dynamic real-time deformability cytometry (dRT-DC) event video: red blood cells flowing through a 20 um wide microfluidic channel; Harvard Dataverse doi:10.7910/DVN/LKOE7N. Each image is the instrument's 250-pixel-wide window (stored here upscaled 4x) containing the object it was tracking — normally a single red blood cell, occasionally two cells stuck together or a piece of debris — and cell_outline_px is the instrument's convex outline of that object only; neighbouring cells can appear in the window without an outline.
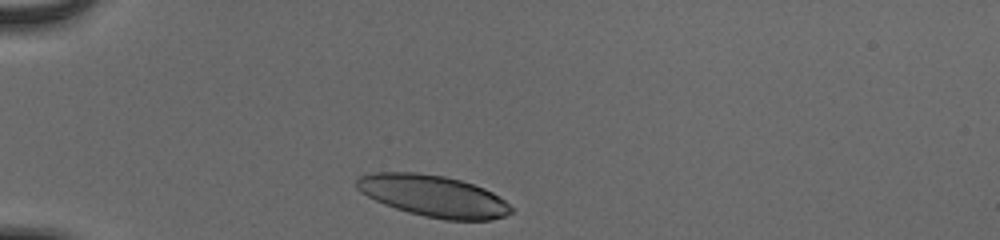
{"species": "human", "species_latin": "Homo sapiens", "temperature_condition": "cold", "stored_images_in_passage": 32, "camera_frame_rate_fps": 3000, "um_per_image_px": 0.085, "donor": {"sex": "male"}, "frame": {"image": 1, "passage_image": 1, "time_ms": 0.0, "image_size_px": [1000, 240], "cell_outline_px": [[512, 212], [504, 216], [492, 220], [444, 220], [424, 216], [408, 212], [384, 204], [368, 196], [356, 188], [356, 180], [360, 176], [376, 172], [420, 172], [444, 176], [460, 180], [484, 188], [492, 192], [504, 200], [512, 208]], "centroid_in_image_um": [36.83, 16.66], "position_along_channel_um": 48.2, "area_um2": 37.28}}
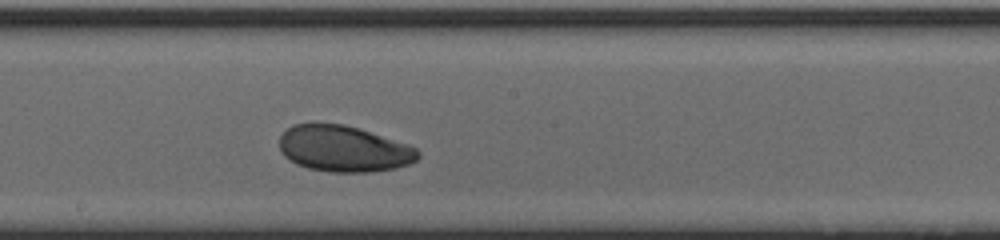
{"frame": {"image": 2, "passage_image": 17, "time_ms": 5.333, "image_size_px": [1000, 240], "cell_outline_px": [[420, 156], [416, 160], [408, 164], [396, 168], [372, 172], [328, 172], [308, 168], [296, 164], [284, 156], [280, 148], [280, 136], [292, 124], [344, 124], [360, 128], [408, 144], [416, 148], [420, 152]], "centroid_in_image_um": [29.23, 12.65], "position_along_channel_um": 219.0, "area_um2": 37.34}}
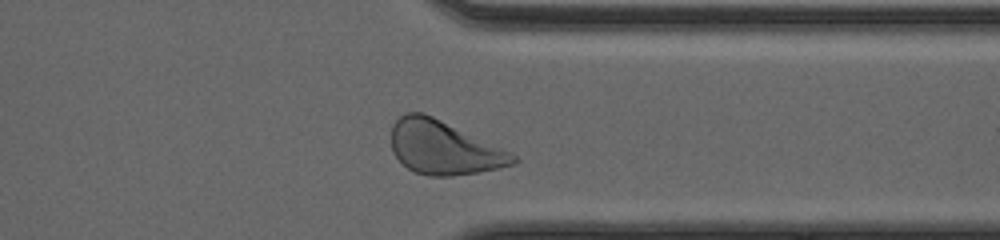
{"frame": {"image": 3, "passage_image": 29, "time_ms": 9.333, "image_size_px": [1000, 240], "cell_outline_px": [[520, 160], [516, 164], [500, 168], [452, 176], [428, 176], [416, 172], [408, 168], [392, 152], [392, 124], [404, 112], [420, 112], [432, 116], [512, 152]], "centroid_in_image_um": [37.74, 12.56], "position_along_channel_um": 373.7, "area_um2": 37.92}, "authors_computed_cell_mechanics": {"area_um2": 37.8012, "velocity_mm_per_s": 3.8461, "shape_relaxation_time_tau1_ms": 2.1483, "shape_relaxation_time_tau2_ms": 8.0669, "deformation_change_tau1": 0.099, "deformation_change_tau2": 0.1447}}